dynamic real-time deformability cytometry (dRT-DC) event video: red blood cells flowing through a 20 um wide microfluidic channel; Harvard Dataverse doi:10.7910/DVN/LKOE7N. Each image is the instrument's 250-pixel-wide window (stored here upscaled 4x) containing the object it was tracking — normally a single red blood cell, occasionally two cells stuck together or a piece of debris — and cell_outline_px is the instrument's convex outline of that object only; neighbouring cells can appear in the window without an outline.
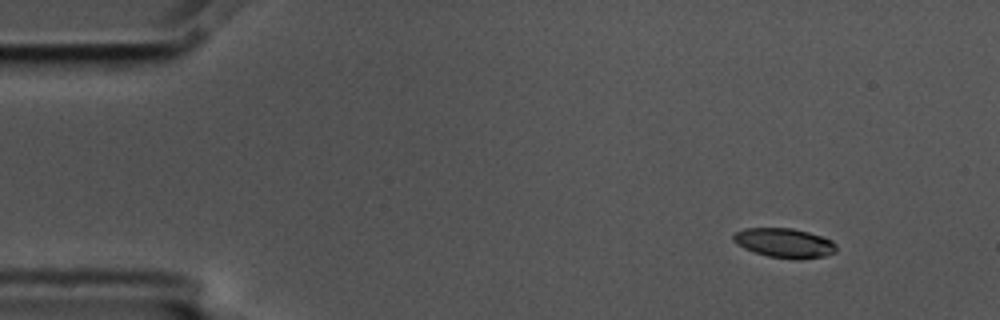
{"species": "common noctule bat (a hibernating species)", "species_latin": "Nyctalus noctula", "temperature_condition": "cold", "stored_images_in_passage": 4, "camera_frame_rate_fps": 3000, "um_per_image_px": 0.085, "animal": {"sex": "male", "body_mass_g": 17.5, "forearm_length_mm": 52.3}, "frame": {"image": 1, "passage_image": 1, "time_ms": 0.0, "image_size_px": [1000, 320], "cell_outline_px": [[836, 252], [824, 256], [800, 260], [792, 260], [768, 256], [744, 248], [736, 244], [732, 240], [732, 236], [736, 232], [744, 228], [792, 228], [824, 236], [832, 240], [836, 244]], "centroid_in_image_um": [66.7, 20.66], "position_along_channel_um": 18.3, "area_um2": 17.92}}
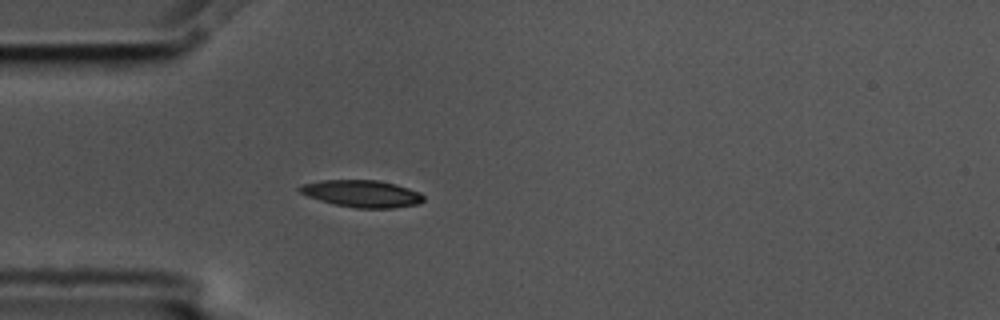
{"frame": {"image": 2, "passage_image": 4, "time_ms": 1.0, "image_size_px": [1000, 320], "cell_outline_px": [[424, 200], [420, 204], [392, 208], [356, 208], [336, 204], [320, 200], [308, 196], [300, 192], [296, 188], [300, 184], [320, 180], [376, 180], [396, 184], [420, 192], [424, 196]], "centroid_in_image_um": [30.76, 16.45], "position_along_channel_um": 54.2, "area_um2": 19.59}}